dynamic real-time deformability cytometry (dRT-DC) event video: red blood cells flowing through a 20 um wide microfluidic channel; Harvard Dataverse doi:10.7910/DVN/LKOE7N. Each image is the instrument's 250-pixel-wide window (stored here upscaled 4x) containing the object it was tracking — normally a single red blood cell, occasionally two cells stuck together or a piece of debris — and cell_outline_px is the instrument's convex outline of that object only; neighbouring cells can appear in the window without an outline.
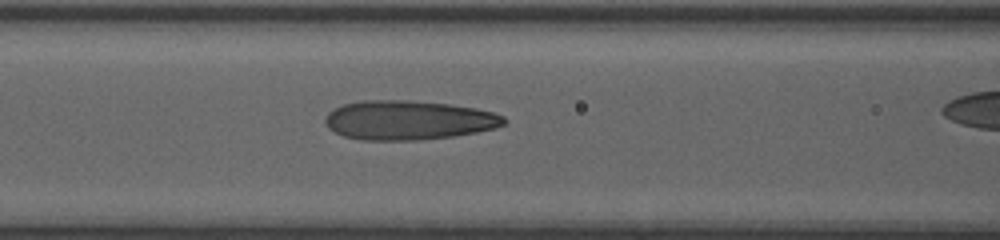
{"species": "human", "species_latin": "Homo sapiens", "temperature_condition": "room temperature", "stored_images_in_passage": 11, "segment_of_instrument_passage": [1, 2], "camera_frame_rate_fps": 3000, "um_per_image_px": 0.085, "donor": {"sex": "female"}, "frame": {"image": 1, "passage_image": 10, "time_ms": 3.0, "image_size_px": [1000, 240], "cell_outline_px": [[508, 120], [504, 124], [496, 128], [476, 132], [452, 136], [416, 140], [360, 140], [344, 136], [328, 128], [324, 120], [328, 112], [344, 104], [364, 100], [408, 100], [448, 104], [476, 108], [492, 112], [504, 116]], "centroid_in_image_um": [34.72, 10.21], "position_along_channel_um": 131.9, "area_um2": 40.86}}